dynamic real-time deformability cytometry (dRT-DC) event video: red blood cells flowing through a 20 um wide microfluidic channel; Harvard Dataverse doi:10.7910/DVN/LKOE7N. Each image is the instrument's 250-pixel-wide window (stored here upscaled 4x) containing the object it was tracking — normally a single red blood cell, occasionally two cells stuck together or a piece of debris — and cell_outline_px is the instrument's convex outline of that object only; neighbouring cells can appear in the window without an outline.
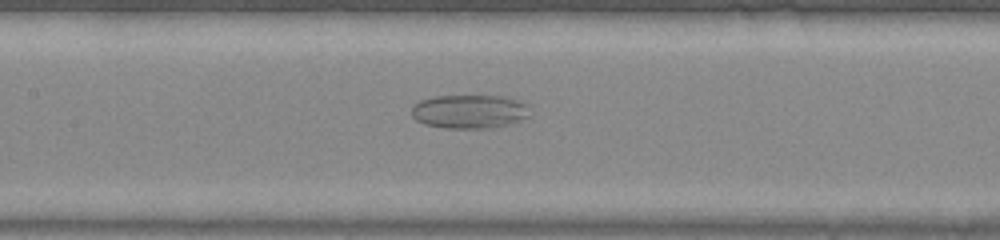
{"species": "common noctule bat (a hibernating species)", "species_latin": "Nyctalus noctula", "temperature_condition": "warm", "stored_images_in_passage": 50, "camera_frame_rate_fps": 3000, "um_per_image_px": 0.085, "animal": {"sex": "male", "body_mass_g": 20.0, "forearm_length_mm": 53.3}, "frame": {"image": 1, "passage_image": 25, "time_ms": 8.0, "image_size_px": [1000, 240], "cell_outline_px": [[532, 116], [508, 124], [492, 128], [448, 128], [424, 124], [416, 120], [412, 116], [412, 108], [420, 100], [436, 96], [500, 96], [520, 100], [528, 104]], "centroid_in_image_um": [39.96, 9.48], "position_along_channel_um": 167.4, "area_um2": 23.41}}
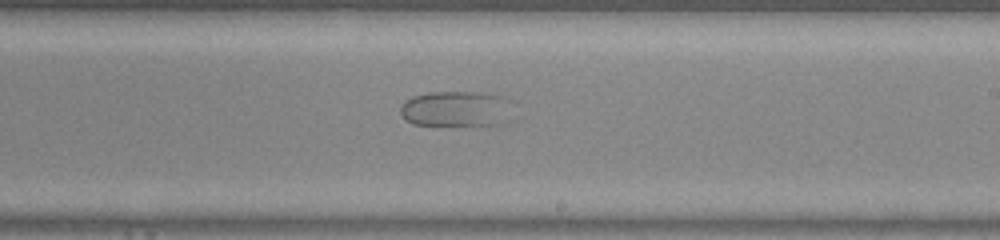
{"frame": {"image": 2, "passage_image": 31, "time_ms": 10.0, "image_size_px": [1000, 240], "cell_outline_px": [[508, 100], [496, 124], [412, 124], [400, 112], [400, 108], [404, 100], [412, 96], [428, 92], [480, 92], [504, 96]], "centroid_in_image_um": [38.56, 9.2], "position_along_channel_um": 250.4, "area_um2": 21.96}}
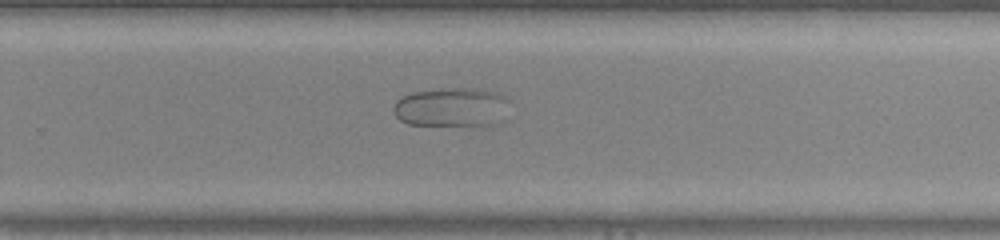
{"frame": {"image": 3, "passage_image": 34, "time_ms": 11.0, "image_size_px": [1000, 240], "cell_outline_px": [[512, 100], [504, 120], [496, 124], [476, 128], [408, 124], [400, 120], [396, 116], [392, 108], [396, 100], [412, 92], [452, 88], [460, 88], [496, 92]], "centroid_in_image_um": [38.47, 9.18], "position_along_channel_um": 291.3, "area_um2": 27.51}}